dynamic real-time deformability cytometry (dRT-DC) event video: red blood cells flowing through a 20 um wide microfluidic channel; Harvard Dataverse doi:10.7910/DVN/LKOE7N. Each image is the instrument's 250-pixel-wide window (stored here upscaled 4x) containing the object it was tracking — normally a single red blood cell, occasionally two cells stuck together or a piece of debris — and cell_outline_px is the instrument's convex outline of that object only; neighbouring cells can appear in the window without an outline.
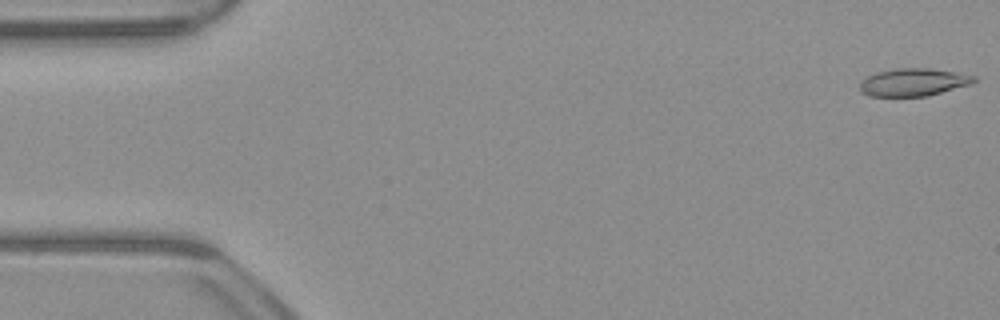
{"species": "common noctule bat (a hibernating species)", "species_latin": "Nyctalus noctula", "temperature_condition": "warm", "stored_images_in_passage": 52, "camera_frame_rate_fps": 3000, "um_per_image_px": 0.085, "animal": {"sex": "male", "body_mass_g": 23.1, "forearm_length_mm": 52.7}, "frame": {"image": 1, "passage_image": 1, "time_ms": 0.0, "image_size_px": [1000, 320], "cell_outline_px": [[976, 80], [972, 84], [928, 96], [868, 96], [860, 92], [860, 80], [876, 72], [896, 68], [928, 68], [976, 76]], "centroid_in_image_um": [77.61, 6.99], "position_along_channel_um": 7.4, "area_um2": 18.44}}
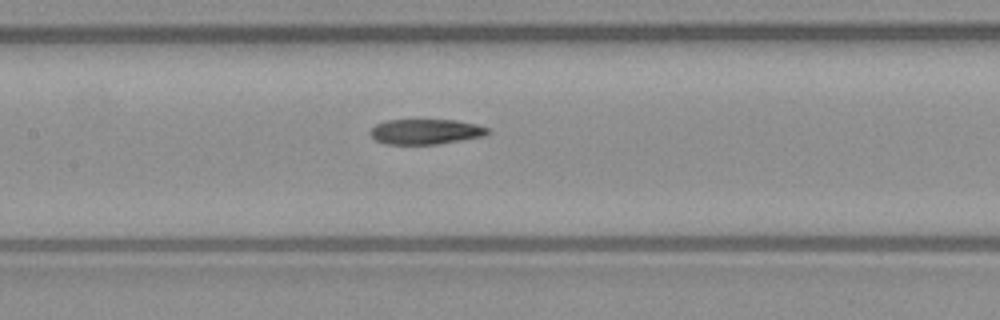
{"frame": {"image": 2, "passage_image": 24, "time_ms": 7.667, "image_size_px": [1000, 320], "cell_outline_px": [[492, 132], [488, 136], [436, 144], [384, 144], [376, 140], [368, 132], [376, 124], [388, 120], [456, 120], [476, 124], [492, 128]], "centroid_in_image_um": [36.26, 11.19], "position_along_channel_um": 171.1, "area_um2": 17.51}}
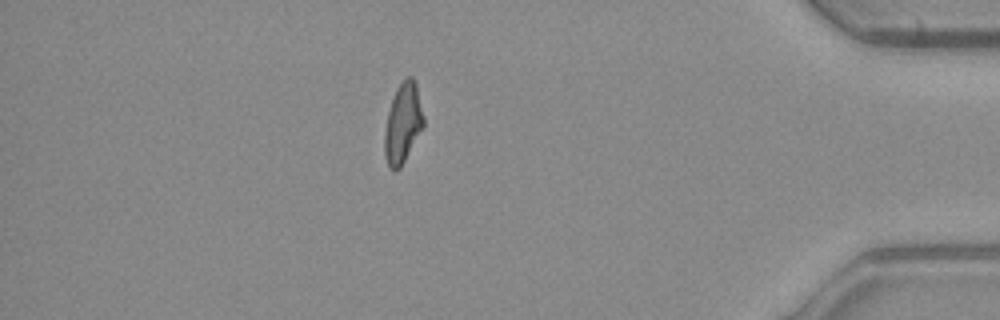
{"frame": {"image": 3, "passage_image": 45, "time_ms": 14.667, "image_size_px": [1000, 320], "cell_outline_px": [[424, 128], [400, 168], [396, 172], [388, 168], [384, 156], [384, 132], [388, 112], [396, 88], [408, 76], [412, 76], [416, 84], [424, 116]], "centroid_in_image_um": [34.24, 10.53], "position_along_channel_um": 401.0, "area_um2": 18.38}, "authors_computed_cell_mechanics": {"area_um2": 18.4093, "velocity_mm_per_s": 3.9587, "shape_relaxation_time_tau1_ms": null, "shape_relaxation_time_tau2_ms": 5.8443, "deformation_change_tau1": null, "deformation_change_tau2": 0.1259}}